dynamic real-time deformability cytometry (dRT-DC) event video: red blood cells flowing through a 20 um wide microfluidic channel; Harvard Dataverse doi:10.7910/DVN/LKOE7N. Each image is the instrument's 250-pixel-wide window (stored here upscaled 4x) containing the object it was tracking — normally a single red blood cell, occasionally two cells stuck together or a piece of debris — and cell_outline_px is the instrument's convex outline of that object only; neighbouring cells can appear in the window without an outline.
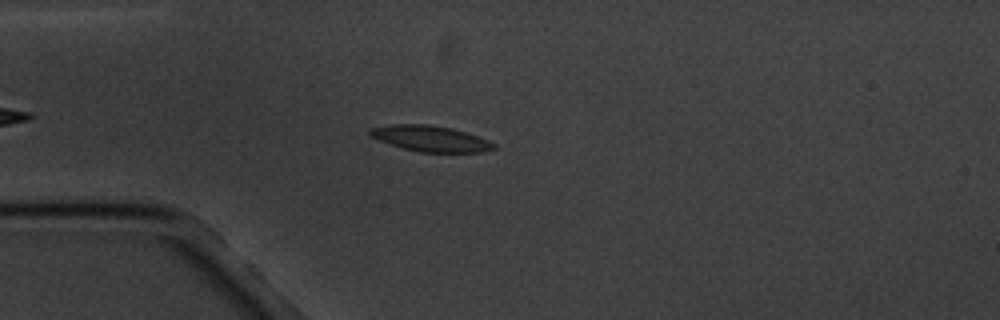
{"species": "common noctule bat (a hibernating species)", "species_latin": "Nyctalus noctula", "temperature_condition": "cold", "stored_images_in_passage": 3, "camera_frame_rate_fps": 3000, "um_per_image_px": 0.085, "animal": {"sex": "male", "body_mass_g": 20.1, "forearm_length_mm": 53.5}, "frame": {"image": 1, "passage_image": 3, "time_ms": 3.333, "image_size_px": [1000, 320], "cell_outline_px": [[496, 148], [484, 152], [420, 152], [388, 144], [372, 136], [368, 132], [368, 128], [392, 124], [428, 124], [452, 128], [476, 136], [496, 144]], "centroid_in_image_um": [36.57, 11.77], "position_along_channel_um": 48.4, "area_um2": 18.5}}